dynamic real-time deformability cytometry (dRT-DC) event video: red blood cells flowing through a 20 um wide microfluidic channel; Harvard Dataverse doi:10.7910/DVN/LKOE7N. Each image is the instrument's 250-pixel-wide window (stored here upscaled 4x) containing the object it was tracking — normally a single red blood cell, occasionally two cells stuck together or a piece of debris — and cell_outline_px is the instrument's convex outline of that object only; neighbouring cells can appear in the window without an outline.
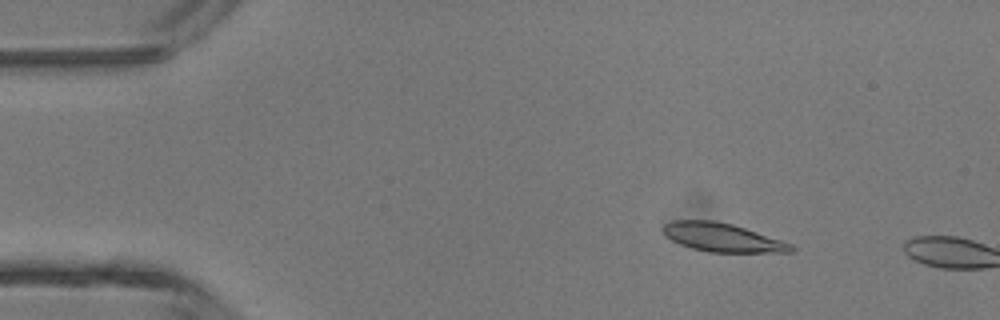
{"species": "common noctule bat (a hibernating species)", "species_latin": "Nyctalus noctula", "temperature_condition": "room temperature", "stored_images_in_passage": 3, "camera_frame_rate_fps": 3000, "um_per_image_px": 0.085, "animal": {"sex": "male", "body_mass_g": 13.3}, "frame": {"image": 1, "passage_image": 2, "time_ms": 0.333, "image_size_px": [1000, 320], "cell_outline_px": [[796, 248], [792, 252], [708, 252], [692, 248], [680, 244], [664, 236], [664, 224], [672, 220], [712, 220], [732, 224], [792, 244]], "centroid_in_image_um": [61.37, 20.19], "position_along_channel_um": 23.6, "area_um2": 21.1}}